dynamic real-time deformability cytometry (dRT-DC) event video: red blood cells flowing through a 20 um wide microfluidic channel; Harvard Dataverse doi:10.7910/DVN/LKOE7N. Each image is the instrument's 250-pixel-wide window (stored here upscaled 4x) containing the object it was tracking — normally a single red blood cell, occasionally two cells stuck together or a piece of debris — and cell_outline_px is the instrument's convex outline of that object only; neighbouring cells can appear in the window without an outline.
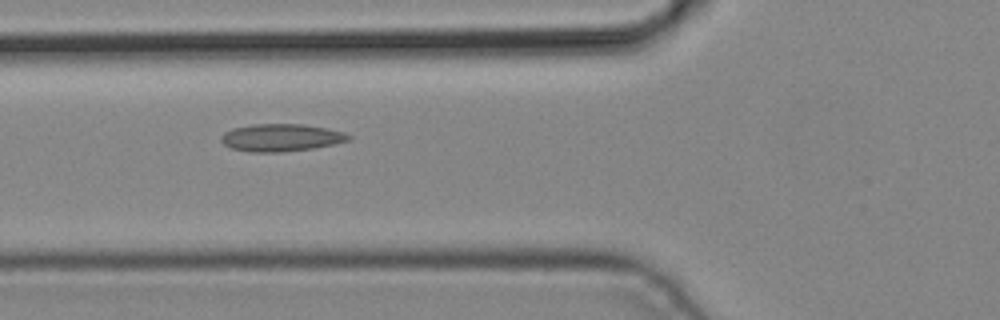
{"species": "common noctule bat (a hibernating species)", "species_latin": "Nyctalus noctula", "temperature_condition": "cold", "stored_images_in_passage": 7, "camera_frame_rate_fps": 3000, "um_per_image_px": 0.085, "animal": {"sex": "male", "body_mass_g": 19.2, "forearm_length_mm": 51.8}, "frame": {"image": 1, "passage_image": 7, "time_ms": 2.0, "image_size_px": [1000, 320], "cell_outline_px": [[352, 140], [312, 148], [284, 152], [248, 152], [232, 148], [224, 144], [220, 140], [220, 136], [224, 132], [232, 128], [252, 124], [304, 124], [344, 132], [352, 136]], "centroid_in_image_um": [23.87, 11.69], "position_along_channel_um": 101.9, "area_um2": 20.46}}